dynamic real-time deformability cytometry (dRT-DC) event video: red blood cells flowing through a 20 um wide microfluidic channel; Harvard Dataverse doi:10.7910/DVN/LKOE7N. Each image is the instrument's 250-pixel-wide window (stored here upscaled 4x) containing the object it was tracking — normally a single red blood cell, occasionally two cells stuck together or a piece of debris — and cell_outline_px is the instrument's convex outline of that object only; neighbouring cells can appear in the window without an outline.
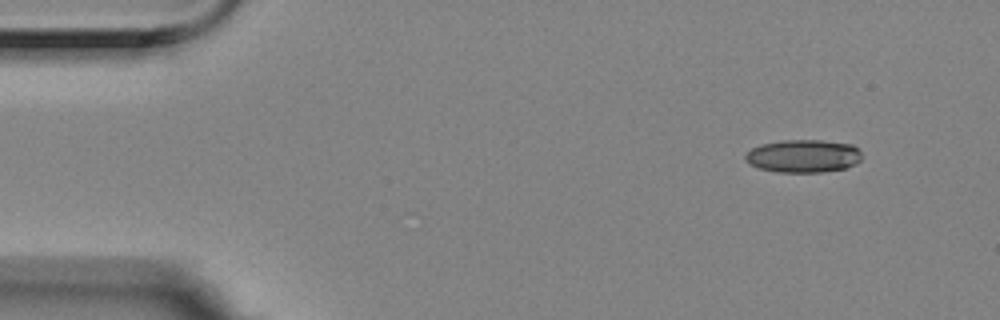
{"species": "Egyptian fruit bat (a non-hibernating species)", "species_latin": "Rousettus aegyptiacus", "temperature_condition": "room temperature", "stored_images_in_passage": 3, "camera_frame_rate_fps": 3000, "um_per_image_px": 0.085, "animal": {"sex": "female"}, "frame": {"image": 1, "passage_image": 1, "time_ms": 0.0, "image_size_px": [1000, 320], "cell_outline_px": [[860, 160], [856, 164], [844, 168], [824, 172], [776, 172], [760, 168], [744, 160], [744, 156], [752, 148], [760, 144], [784, 140], [824, 140], [852, 144], [860, 152]], "centroid_in_image_um": [68.28, 13.26], "position_along_channel_um": 16.7, "area_um2": 22.31}}
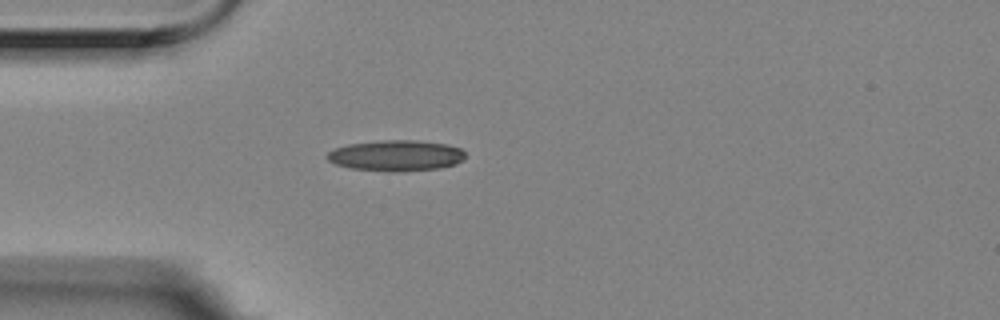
{"frame": {"image": 2, "passage_image": 3, "time_ms": 0.667, "image_size_px": [1000, 320], "cell_outline_px": [[464, 160], [456, 164], [440, 168], [400, 172], [384, 172], [348, 168], [336, 164], [328, 160], [324, 156], [328, 152], [336, 148], [348, 144], [380, 140], [416, 140], [448, 144], [460, 148], [464, 152]], "centroid_in_image_um": [33.66, 13.23], "position_along_channel_um": 51.3, "area_um2": 25.26}}